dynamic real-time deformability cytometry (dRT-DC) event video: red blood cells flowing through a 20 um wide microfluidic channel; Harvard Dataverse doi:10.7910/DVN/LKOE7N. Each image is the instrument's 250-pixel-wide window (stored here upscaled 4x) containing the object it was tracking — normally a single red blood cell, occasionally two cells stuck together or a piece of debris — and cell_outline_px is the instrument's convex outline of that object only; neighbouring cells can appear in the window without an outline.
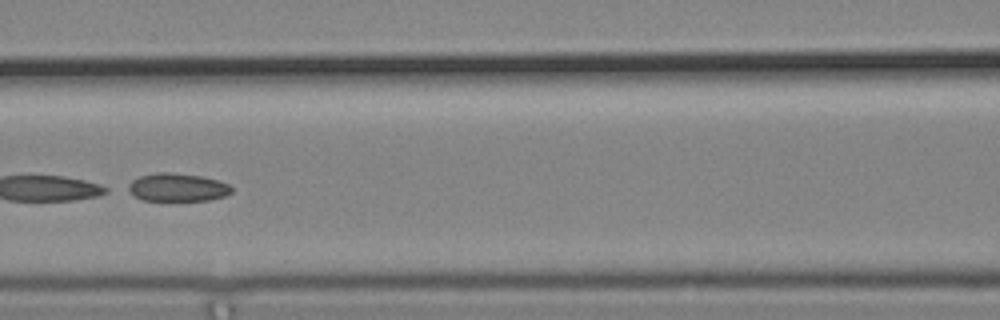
{"species": "common noctule bat (a hibernating species)", "species_latin": "Nyctalus noctula", "temperature_condition": "cold", "stored_images_in_passage": 55, "segment_of_instrument_passage": [2, 2], "camera_frame_rate_fps": 3000, "um_per_image_px": 0.085, "animal": {"sex": "male", "body_mass_g": 19.2, "forearm_length_mm": 51.8}, "frame": {"image": 1, "passage_image": 26, "time_ms": 8.333, "image_size_px": [1000, 320], "cell_outline_px": [[232, 192], [224, 196], [208, 200], [140, 200], [120, 188], [132, 180], [140, 176], [156, 172], [168, 172], [200, 176], [216, 180], [228, 184], [232, 188]], "centroid_in_image_um": [14.95, 15.93], "position_along_channel_um": 151.7, "area_um2": 17.17}}